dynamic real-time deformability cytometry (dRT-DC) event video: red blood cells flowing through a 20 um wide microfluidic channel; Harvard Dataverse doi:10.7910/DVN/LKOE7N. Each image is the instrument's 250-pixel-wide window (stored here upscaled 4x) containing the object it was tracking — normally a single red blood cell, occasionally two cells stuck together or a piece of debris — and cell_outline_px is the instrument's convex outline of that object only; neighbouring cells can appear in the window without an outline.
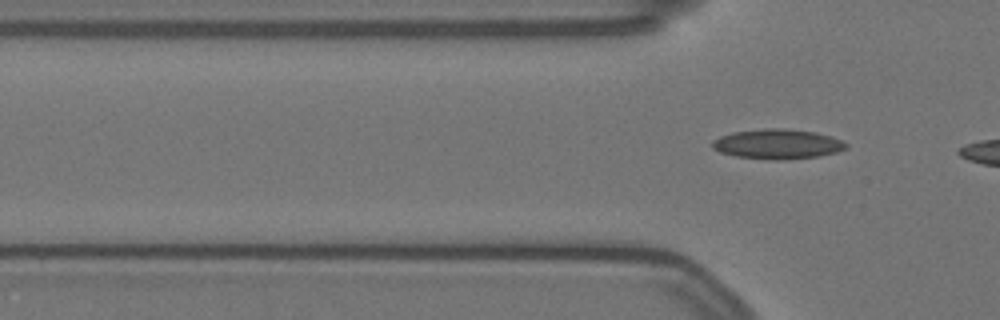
{"species": "Egyptian fruit bat (a non-hibernating species)", "species_latin": "Rousettus aegyptiacus", "temperature_condition": "warm", "stored_images_in_passage": 2, "camera_frame_rate_fps": 3000, "um_per_image_px": 0.085, "animal": {"sex": "female"}, "frame": {"image": 1, "passage_image": 2, "time_ms": 0.333, "image_size_px": [1000, 320], "cell_outline_px": [[848, 148], [836, 152], [820, 156], [784, 160], [772, 160], [736, 156], [720, 152], [712, 148], [712, 140], [720, 136], [732, 132], [764, 128], [784, 128], [816, 132], [832, 136], [848, 144]], "centroid_in_image_um": [66.1, 12.24], "position_along_channel_um": 59.7, "area_um2": 23.47}}